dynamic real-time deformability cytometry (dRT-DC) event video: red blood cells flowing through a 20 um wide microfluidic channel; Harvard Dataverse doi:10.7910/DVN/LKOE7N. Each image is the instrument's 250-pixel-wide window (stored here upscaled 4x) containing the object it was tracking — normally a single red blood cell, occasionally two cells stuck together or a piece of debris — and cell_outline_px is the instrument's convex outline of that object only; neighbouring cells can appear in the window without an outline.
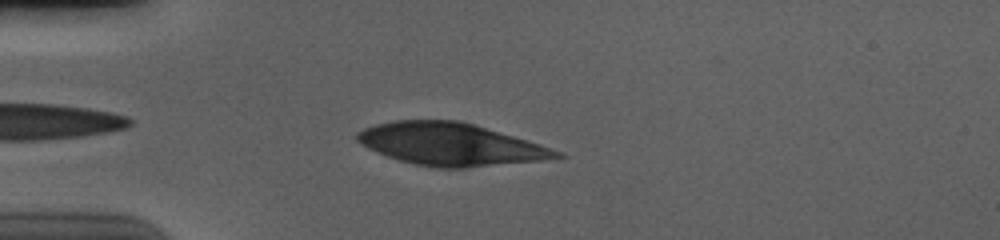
{"species": "human", "species_latin": "Homo sapiens", "temperature_condition": "cold", "stored_images_in_passage": 41, "camera_frame_rate_fps": 3000, "um_per_image_px": 0.085, "donor": {"sex": "male"}, "frame": {"image": 1, "passage_image": 4, "time_ms": 1.0, "image_size_px": [1000, 240], "cell_outline_px": [[564, 156], [540, 160], [464, 168], [436, 168], [416, 164], [400, 160], [376, 152], [360, 144], [356, 140], [356, 132], [364, 128], [376, 124], [396, 120], [460, 120], [540, 144], [564, 152]], "centroid_in_image_um": [38.26, 12.26], "position_along_channel_um": 46.7, "area_um2": 48.9}}
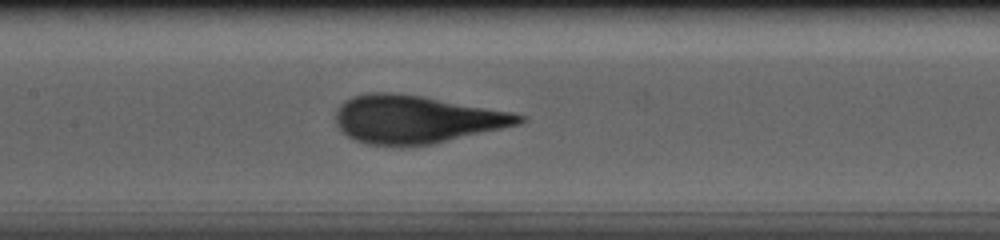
{"frame": {"image": 2, "passage_image": 16, "time_ms": 5.0, "image_size_px": [1000, 240], "cell_outline_px": [[528, 120], [520, 124], [432, 144], [404, 148], [364, 144], [340, 132], [336, 124], [336, 108], [344, 100], [352, 96], [368, 92], [392, 92], [420, 96], [512, 112], [528, 116]], "centroid_in_image_um": [35.33, 10.16], "position_along_channel_um": 172.1, "area_um2": 51.79}}
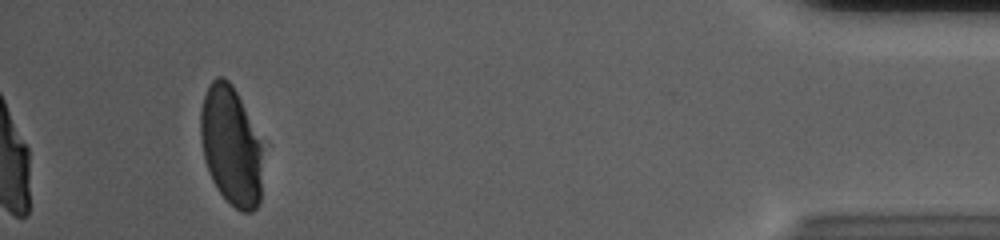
{"frame": {"image": 3, "passage_image": 41, "time_ms": 13.333, "image_size_px": [1000, 240], "cell_outline_px": [[260, 200], [256, 208], [252, 212], [240, 212], [216, 188], [212, 180], [204, 156], [200, 140], [200, 112], [204, 96], [212, 80], [216, 76], [224, 76], [232, 84], [244, 108], [260, 144]], "centroid_in_image_um": [19.59, 12.39], "position_along_channel_um": 415.6, "area_um2": 42.08}}